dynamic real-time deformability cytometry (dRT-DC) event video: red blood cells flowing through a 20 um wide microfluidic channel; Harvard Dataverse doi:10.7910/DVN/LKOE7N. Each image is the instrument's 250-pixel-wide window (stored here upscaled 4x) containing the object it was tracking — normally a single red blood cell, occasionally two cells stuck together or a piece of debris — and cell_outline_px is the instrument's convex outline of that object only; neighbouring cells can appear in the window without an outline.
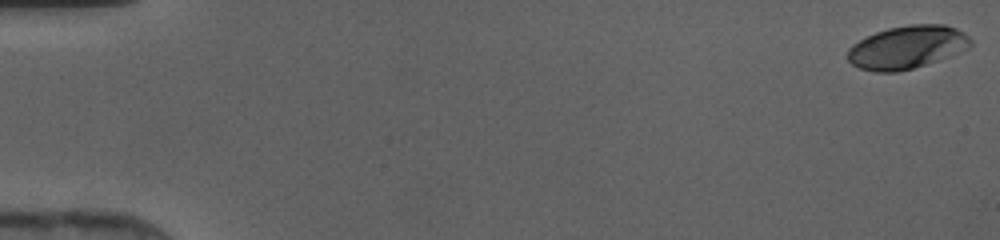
{"species": "human", "species_latin": "Homo sapiens", "temperature_condition": "cold", "stored_images_in_passage": 47, "camera_frame_rate_fps": 3000, "um_per_image_px": 0.085, "donor": {"sex": "female"}, "frame": {"image": 1, "passage_image": 1, "time_ms": 0.0, "image_size_px": [1000, 240], "cell_outline_px": [[972, 44], [968, 48], [948, 56], [912, 68], [896, 72], [876, 72], [860, 68], [852, 64], [848, 60], [848, 48], [852, 44], [876, 32], [888, 28], [908, 24], [944, 24], [956, 28], [964, 32], [972, 40]], "centroid_in_image_um": [77.09, 4.0], "position_along_channel_um": 7.9, "area_um2": 30.58}}
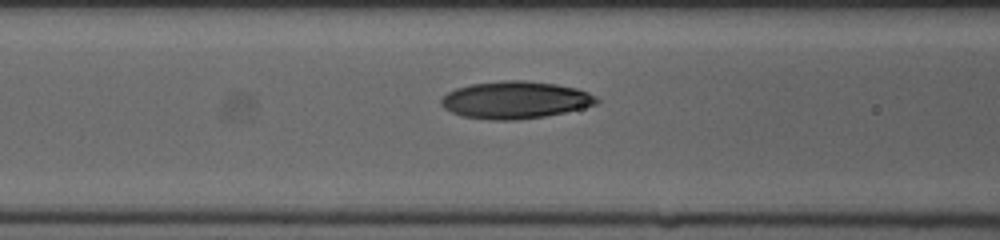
{"frame": {"image": 2, "passage_image": 20, "time_ms": 6.333, "image_size_px": [1000, 240], "cell_outline_px": [[600, 100], [596, 104], [564, 112], [544, 116], [516, 120], [492, 120], [460, 116], [444, 108], [440, 104], [440, 100], [448, 92], [456, 88], [472, 84], [500, 80], [524, 80], [556, 84], [576, 88], [588, 92], [596, 96]], "centroid_in_image_um": [43.77, 8.49], "position_along_channel_um": 122.8, "area_um2": 33.76}}
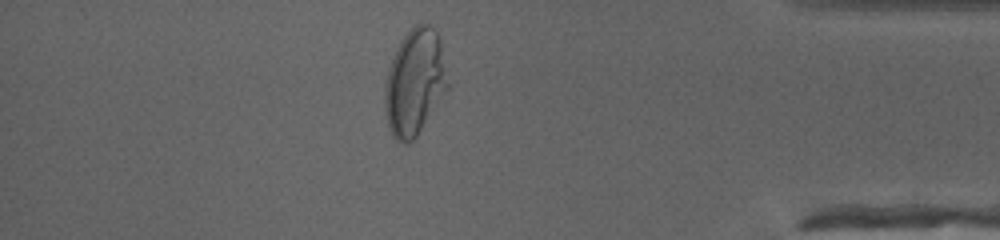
{"frame": {"image": 3, "passage_image": 41, "time_ms": 13.333, "image_size_px": [1000, 240], "cell_outline_px": [[448, 88], [416, 136], [408, 144], [404, 144], [396, 140], [392, 136], [384, 112], [384, 84], [388, 68], [396, 48], [400, 40], [416, 24], [428, 24], [436, 28], [440, 36], [448, 84]], "centroid_in_image_um": [35.23, 6.98], "position_along_channel_um": 400.0, "area_um2": 39.02}}